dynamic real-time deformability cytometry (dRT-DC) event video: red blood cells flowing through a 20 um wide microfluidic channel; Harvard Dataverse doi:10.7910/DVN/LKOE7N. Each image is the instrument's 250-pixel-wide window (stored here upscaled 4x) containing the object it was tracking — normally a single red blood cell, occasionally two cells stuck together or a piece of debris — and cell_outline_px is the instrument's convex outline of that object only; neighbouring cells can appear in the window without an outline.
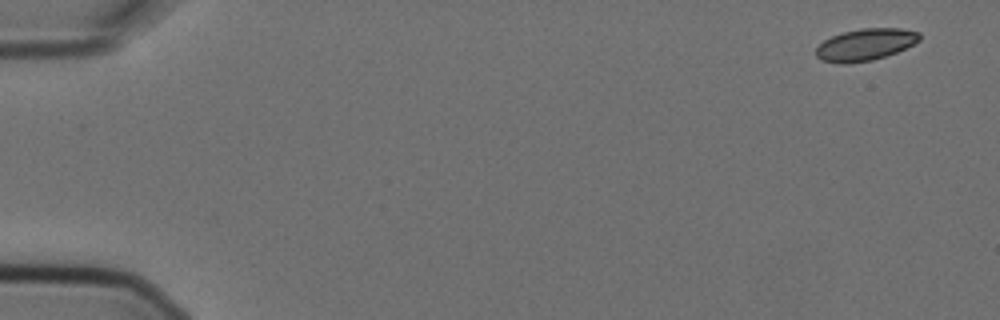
{"species": "Egyptian fruit bat (a non-hibernating species)", "species_latin": "Rousettus aegyptiacus", "temperature_condition": "cold", "stored_images_in_passage": 5, "camera_frame_rate_fps": 3000, "um_per_image_px": 0.085, "animal": {"sex": "female"}, "frame": {"image": 1, "passage_image": 1, "time_ms": 0.0, "image_size_px": [1000, 320], "cell_outline_px": [[920, 40], [896, 52], [872, 60], [844, 64], [840, 64], [820, 60], [816, 56], [816, 48], [824, 40], [832, 36], [844, 32], [860, 28], [900, 28], [920, 32]], "centroid_in_image_um": [73.53, 3.79], "position_along_channel_um": 11.5, "area_um2": 19.13}}